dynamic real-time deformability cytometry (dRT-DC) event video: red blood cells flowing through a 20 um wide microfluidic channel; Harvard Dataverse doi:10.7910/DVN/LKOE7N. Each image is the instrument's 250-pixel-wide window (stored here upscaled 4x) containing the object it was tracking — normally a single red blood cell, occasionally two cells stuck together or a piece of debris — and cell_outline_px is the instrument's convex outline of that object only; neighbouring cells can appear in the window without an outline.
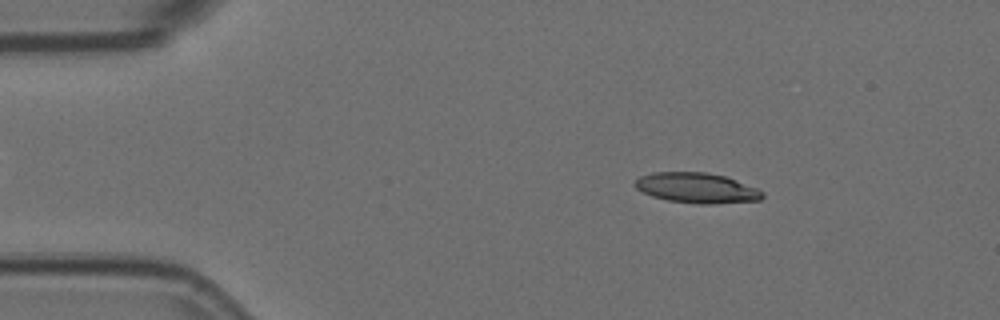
{"species": "Egyptian fruit bat (a non-hibernating species)", "species_latin": "Rousettus aegyptiacus", "temperature_condition": "room temperature", "stored_images_in_passage": 56, "camera_frame_rate_fps": 3000, "um_per_image_px": 0.085, "animal": {"sex": "female"}, "frame": {"image": 1, "passage_image": 8, "time_ms": 2.333, "image_size_px": [1000, 320], "cell_outline_px": [[764, 196], [760, 200], [712, 204], [696, 204], [668, 200], [652, 196], [636, 188], [636, 180], [640, 176], [652, 172], [704, 172], [724, 176], [736, 180], [756, 188], [764, 192]], "centroid_in_image_um": [59.23, 15.98], "position_along_channel_um": 25.8, "area_um2": 22.31}}
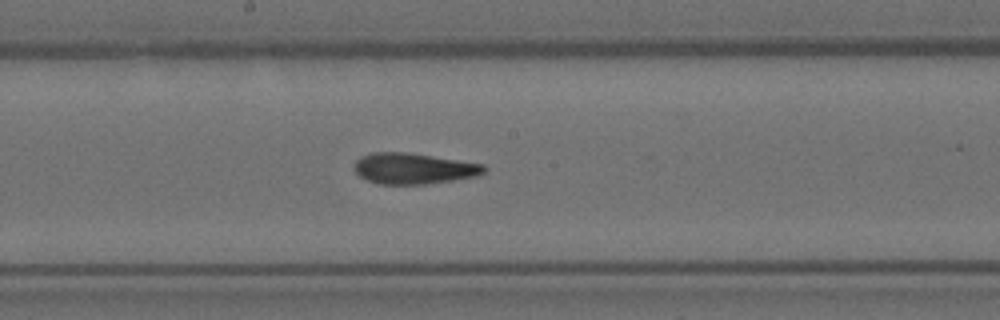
{"frame": {"image": 2, "passage_image": 29, "time_ms": 9.333, "image_size_px": [1000, 320], "cell_outline_px": [[488, 168], [484, 172], [476, 176], [452, 180], [424, 184], [376, 184], [360, 176], [352, 168], [356, 160], [360, 156], [372, 152], [404, 152], [484, 164]], "centroid_in_image_um": [35.11, 14.32], "position_along_channel_um": 213.1, "area_um2": 23.29}}
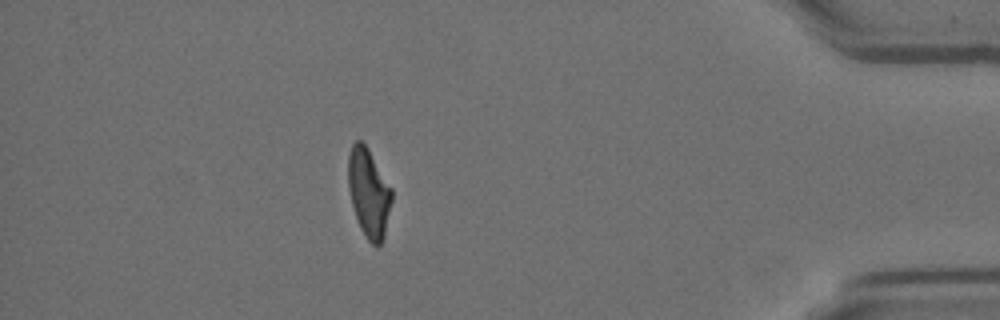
{"frame": {"image": 3, "passage_image": 49, "time_ms": 16.0, "image_size_px": [1000, 320], "cell_outline_px": [[392, 200], [384, 236], [380, 244], [372, 244], [368, 240], [360, 228], [352, 204], [348, 188], [348, 156], [352, 144], [356, 140], [360, 140], [368, 148], [392, 188]], "centroid_in_image_um": [31.34, 16.36], "position_along_channel_um": 403.9, "area_um2": 22.37}, "authors_computed_cell_mechanics": {"area_um2": 23.2067, "velocity_mm_per_s": 3.5834, "shape_relaxation_time_tau1_ms": 6.0401, "shape_relaxation_time_tau2_ms": 2.8, "deformation_change_tau1": 0.2211, "deformation_change_tau2": 0.124}}